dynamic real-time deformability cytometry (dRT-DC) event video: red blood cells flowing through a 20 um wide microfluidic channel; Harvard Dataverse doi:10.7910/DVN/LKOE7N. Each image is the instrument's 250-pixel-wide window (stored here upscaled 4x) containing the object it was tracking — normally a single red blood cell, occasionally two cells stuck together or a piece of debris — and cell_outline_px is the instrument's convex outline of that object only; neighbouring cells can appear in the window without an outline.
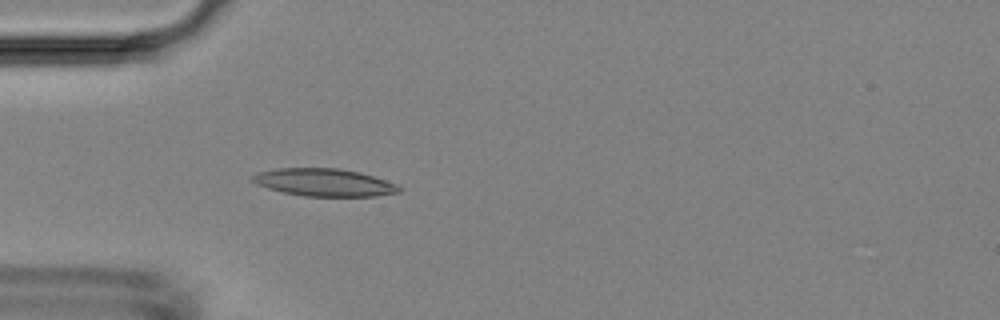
{"species": "Egyptian fruit bat (a non-hibernating species)", "species_latin": "Rousettus aegyptiacus", "temperature_condition": "room temperature", "stored_images_in_passage": 26, "camera_frame_rate_fps": 3000, "um_per_image_px": 0.085, "animal": {"sex": "female"}, "frame": {"image": 1, "passage_image": 5, "time_ms": 1.333, "image_size_px": [1000, 320], "cell_outline_px": [[404, 188], [400, 192], [376, 196], [304, 196], [284, 192], [268, 188], [256, 184], [252, 180], [252, 176], [260, 172], [276, 168], [340, 168], [360, 172], [400, 184]], "centroid_in_image_um": [27.64, 15.5], "position_along_channel_um": 57.4, "area_um2": 23.7}}
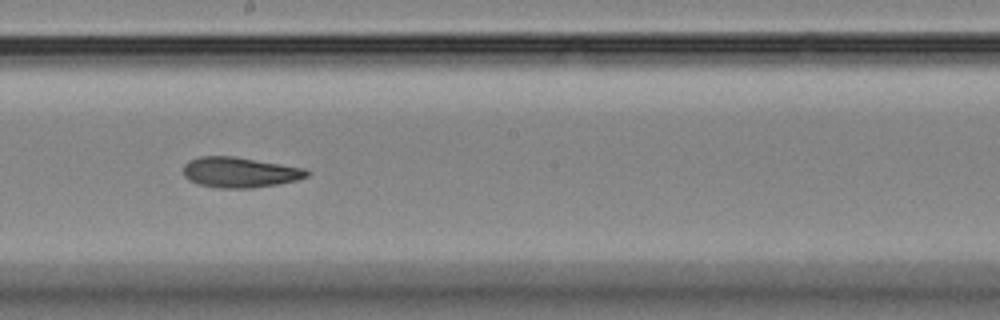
{"frame": {"image": 2, "passage_image": 18, "time_ms": 5.667, "image_size_px": [1000, 320], "cell_outline_px": [[312, 172], [308, 176], [296, 180], [276, 184], [252, 188], [216, 188], [200, 184], [188, 180], [184, 176], [184, 164], [188, 160], [200, 156], [236, 156], [304, 168]], "centroid_in_image_um": [20.37, 14.64], "position_along_channel_um": 227.8, "area_um2": 21.96}}
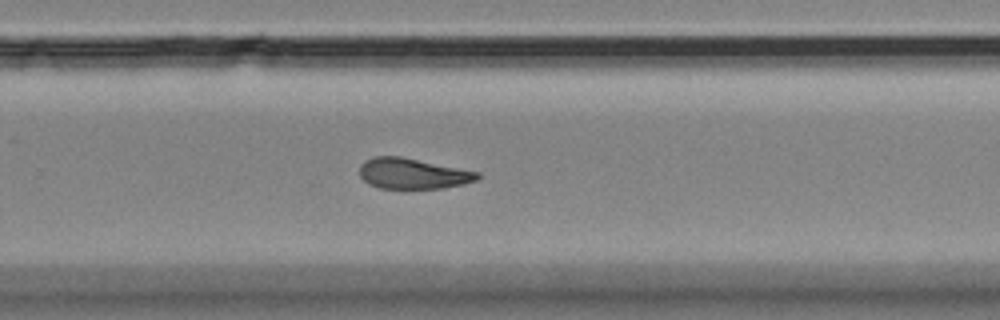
{"frame": {"image": 3, "passage_image": 23, "time_ms": 7.333, "image_size_px": [1000, 320], "cell_outline_px": [[480, 176], [476, 180], [464, 184], [444, 188], [380, 188], [368, 184], [360, 176], [360, 164], [364, 160], [372, 156], [400, 156], [480, 172]], "centroid_in_image_um": [35.07, 14.75], "position_along_channel_um": 294.7, "area_um2": 21.1}}